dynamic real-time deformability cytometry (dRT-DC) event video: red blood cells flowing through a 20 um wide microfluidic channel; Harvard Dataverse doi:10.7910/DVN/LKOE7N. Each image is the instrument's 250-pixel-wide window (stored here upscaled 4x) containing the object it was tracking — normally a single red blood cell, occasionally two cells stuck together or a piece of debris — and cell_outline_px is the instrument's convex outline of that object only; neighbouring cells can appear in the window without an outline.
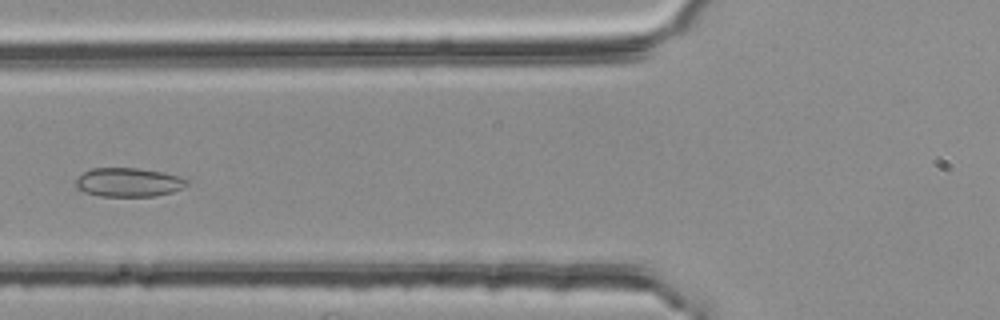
{"species": "common noctule bat (a hibernating species)", "species_latin": "Nyctalus noctula", "temperature_condition": "room temperature", "stored_images_in_passage": 5, "camera_frame_rate_fps": 3000, "um_per_image_px": 0.085, "animal": {"sex": "female", "body_mass_g": 25.1}, "frame": {"image": 1, "passage_image": 5, "time_ms": 1.333, "image_size_px": [1000, 320], "cell_outline_px": [[188, 184], [172, 192], [156, 196], [100, 196], [84, 192], [76, 188], [76, 180], [84, 172], [92, 168], [140, 168], [164, 172], [188, 180]], "centroid_in_image_um": [10.91, 15.49], "position_along_channel_um": 114.9, "area_um2": 18.61}}